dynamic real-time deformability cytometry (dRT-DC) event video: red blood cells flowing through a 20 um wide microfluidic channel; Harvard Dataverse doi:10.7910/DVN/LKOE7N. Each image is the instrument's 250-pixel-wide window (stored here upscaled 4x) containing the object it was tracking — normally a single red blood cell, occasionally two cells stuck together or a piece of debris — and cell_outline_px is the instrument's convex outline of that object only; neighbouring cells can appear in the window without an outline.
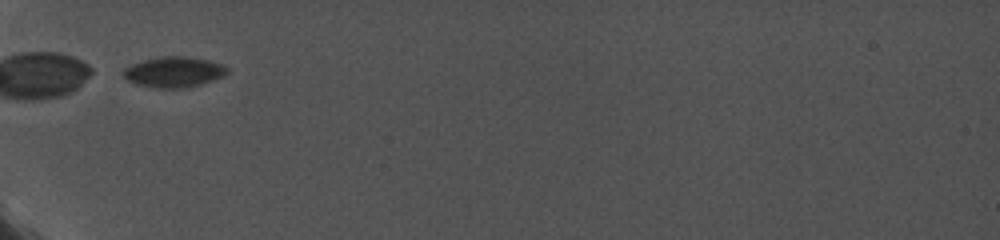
{"species": "common noctule bat (a hibernating species)", "species_latin": "Nyctalus noctula", "temperature_condition": "cold", "stored_images_in_passage": 23, "camera_frame_rate_fps": 5000, "um_per_image_px": 0.085, "animal": {"sex": "female", "body_mass_g": 19.0, "forearm_length_mm": 56.7}, "frame": {"image": 1, "passage_image": 1, "time_ms": 0.0, "image_size_px": [1000, 240], "cell_outline_px": [[228, 72], [224, 76], [200, 84], [184, 88], [156, 88], [136, 84], [128, 80], [120, 72], [124, 68], [132, 64], [144, 60], [160, 56], [188, 56], [220, 64], [228, 68]], "centroid_in_image_um": [14.74, 6.12], "position_along_channel_um": 70.3, "area_um2": 18.38}}
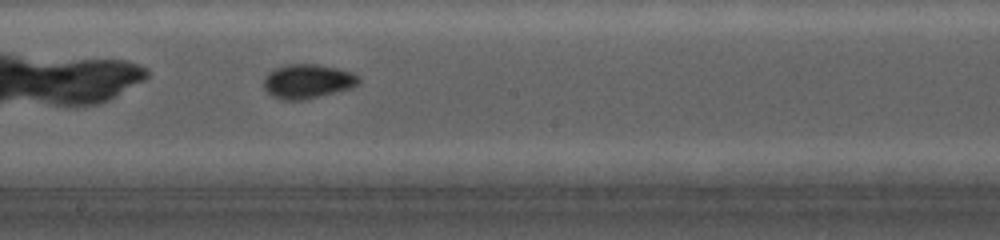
{"frame": {"image": 2, "passage_image": 15, "time_ms": 4.2, "image_size_px": [1000, 240], "cell_outline_px": [[360, 80], [352, 88], [304, 100], [280, 100], [272, 96], [264, 88], [264, 76], [272, 68], [284, 64], [320, 64], [352, 72], [360, 76]], "centroid_in_image_um": [26.11, 6.9], "position_along_channel_um": 222.1, "area_um2": 19.25}}